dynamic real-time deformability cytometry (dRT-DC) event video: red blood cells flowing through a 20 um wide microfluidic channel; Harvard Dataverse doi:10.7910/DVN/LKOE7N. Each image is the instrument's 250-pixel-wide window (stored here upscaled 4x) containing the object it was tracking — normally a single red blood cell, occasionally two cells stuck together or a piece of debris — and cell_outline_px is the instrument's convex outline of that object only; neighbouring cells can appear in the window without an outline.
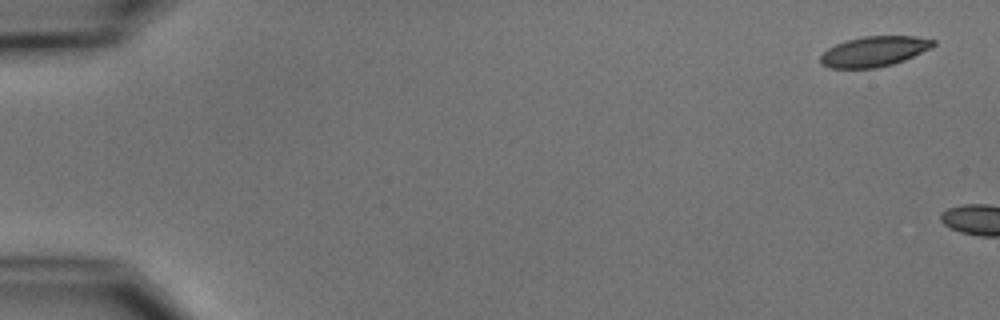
{"species": "common noctule bat (a hibernating species)", "species_latin": "Nyctalus noctula", "temperature_condition": "cold", "stored_images_in_passage": 2, "camera_frame_rate_fps": 3000, "um_per_image_px": 0.085, "animal": {"sex": "male", "body_mass_g": 15.6}, "frame": {"image": 1, "passage_image": 1, "time_ms": 0.0, "image_size_px": [1000, 320], "cell_outline_px": [[936, 44], [932, 48], [904, 60], [892, 64], [876, 68], [832, 68], [820, 64], [820, 56], [828, 48], [836, 44], [848, 40], [864, 36], [916, 36], [936, 40]], "centroid_in_image_um": [74.33, 4.37], "position_along_channel_um": 10.7, "area_um2": 19.88}}